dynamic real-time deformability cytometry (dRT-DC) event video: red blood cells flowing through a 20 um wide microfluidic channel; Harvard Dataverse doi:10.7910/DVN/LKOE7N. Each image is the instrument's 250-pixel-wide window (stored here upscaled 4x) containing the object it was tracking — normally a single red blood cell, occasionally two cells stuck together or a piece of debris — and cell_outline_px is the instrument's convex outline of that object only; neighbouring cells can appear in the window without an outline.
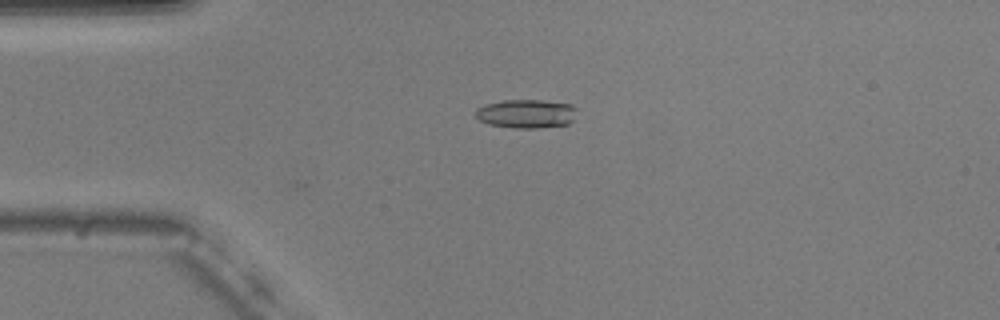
{"species": "common noctule bat (a hibernating species)", "species_latin": "Nyctalus noctula", "temperature_condition": "warm", "stored_images_in_passage": 36, "camera_frame_rate_fps": 3000, "um_per_image_px": 0.085, "animal": {"sex": "male", "body_mass_g": 20.5, "forearm_length_mm": 52.5}, "frame": {"image": 1, "passage_image": 2, "time_ms": 0.333, "image_size_px": [1000, 320], "cell_outline_px": [[576, 108], [572, 120], [568, 124], [536, 128], [512, 128], [488, 124], [480, 120], [476, 116], [476, 108], [484, 104], [504, 100], [544, 100], [572, 104]], "centroid_in_image_um": [44.71, 9.66], "position_along_channel_um": 40.3, "area_um2": 16.99}}
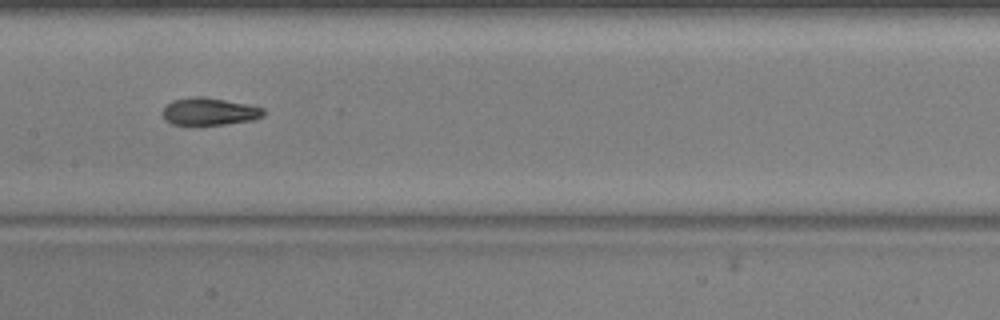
{"frame": {"image": 2, "passage_image": 16, "time_ms": 5.0, "image_size_px": [1000, 320], "cell_outline_px": [[264, 116], [256, 120], [224, 124], [172, 124], [164, 120], [164, 108], [172, 100], [196, 96], [204, 96], [248, 104], [264, 108]], "centroid_in_image_um": [17.84, 9.47], "position_along_channel_um": 189.6, "area_um2": 16.07}}
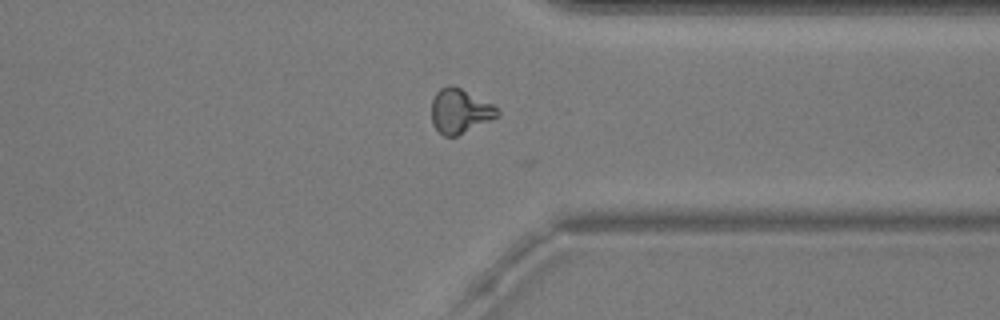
{"frame": {"image": 3, "passage_image": 31, "time_ms": 10.0, "image_size_px": [1000, 320], "cell_outline_px": [[500, 116], [456, 136], [444, 136], [432, 124], [432, 100], [436, 92], [440, 88], [448, 84], [452, 84], [492, 104], [500, 112]], "centroid_in_image_um": [39.08, 9.43], "position_along_channel_um": 372.3, "area_um2": 16.94}, "authors_computed_cell_mechanics": {"area_um2": 16.5308, "velocity_mm_per_s": 3.7126, "shape_relaxation_time_tau1_ms": 6.7763, "shape_relaxation_time_tau2_ms": 2.6942, "deformation_change_tau1": 0.1989, "deformation_change_tau2": 0.0923}}